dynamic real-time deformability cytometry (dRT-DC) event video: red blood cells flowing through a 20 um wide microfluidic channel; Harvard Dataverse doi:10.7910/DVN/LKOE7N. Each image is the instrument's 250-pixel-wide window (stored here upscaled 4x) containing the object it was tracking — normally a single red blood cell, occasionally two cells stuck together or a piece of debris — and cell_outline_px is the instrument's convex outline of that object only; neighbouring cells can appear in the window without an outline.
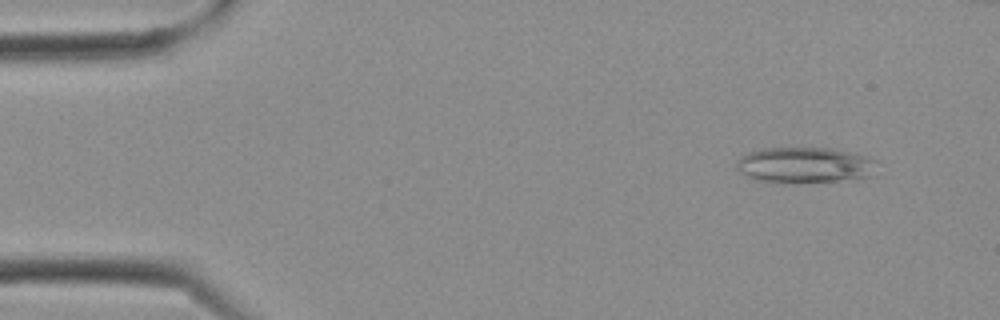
{"species": "Egyptian fruit bat (a non-hibernating species)", "species_latin": "Rousettus aegyptiacus", "temperature_condition": "cold", "stored_images_in_passage": 12, "camera_frame_rate_fps": 3000, "um_per_image_px": 0.085, "frame": {"image": 1, "passage_image": 3, "time_ms": 0.667, "image_size_px": [1000, 320], "cell_outline_px": [[880, 176], [836, 180], [756, 180], [744, 176], [736, 168], [736, 160], [740, 156], [748, 152], [764, 148], [832, 148], [868, 156], [880, 160]], "centroid_in_image_um": [68.54, 13.99], "position_along_channel_um": 16.5, "area_um2": 29.25}}
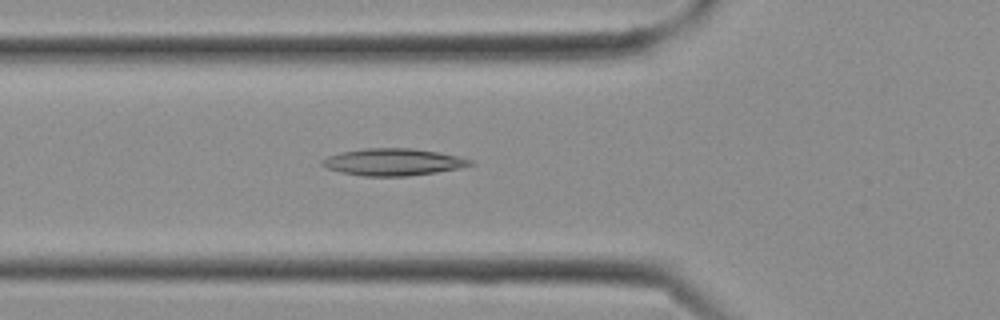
{"frame": {"image": 2, "passage_image": 10, "time_ms": 3.0, "image_size_px": [1000, 320], "cell_outline_px": [[476, 164], [460, 168], [436, 172], [408, 176], [364, 176], [340, 172], [328, 168], [320, 164], [320, 160], [328, 156], [340, 152], [364, 148], [412, 148], [436, 152], [456, 156], [472, 160]], "centroid_in_image_um": [33.39, 13.77], "position_along_channel_um": 92.4, "area_um2": 23.29}}
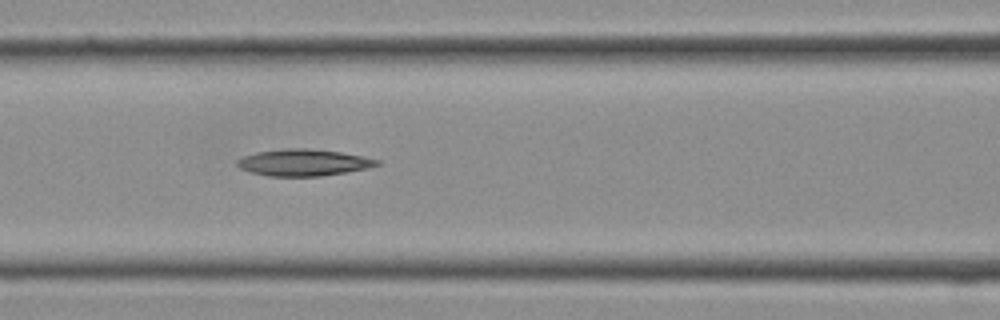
{"frame": {"image": 3, "passage_image": 12, "time_ms": 3.667, "image_size_px": [1000, 320], "cell_outline_px": [[380, 164], [368, 168], [320, 176], [268, 176], [252, 172], [240, 168], [236, 164], [236, 160], [244, 156], [256, 152], [288, 148], [308, 148], [340, 152], [380, 160]], "centroid_in_image_um": [25.77, 13.81], "position_along_channel_um": 140.8, "area_um2": 21.5}}